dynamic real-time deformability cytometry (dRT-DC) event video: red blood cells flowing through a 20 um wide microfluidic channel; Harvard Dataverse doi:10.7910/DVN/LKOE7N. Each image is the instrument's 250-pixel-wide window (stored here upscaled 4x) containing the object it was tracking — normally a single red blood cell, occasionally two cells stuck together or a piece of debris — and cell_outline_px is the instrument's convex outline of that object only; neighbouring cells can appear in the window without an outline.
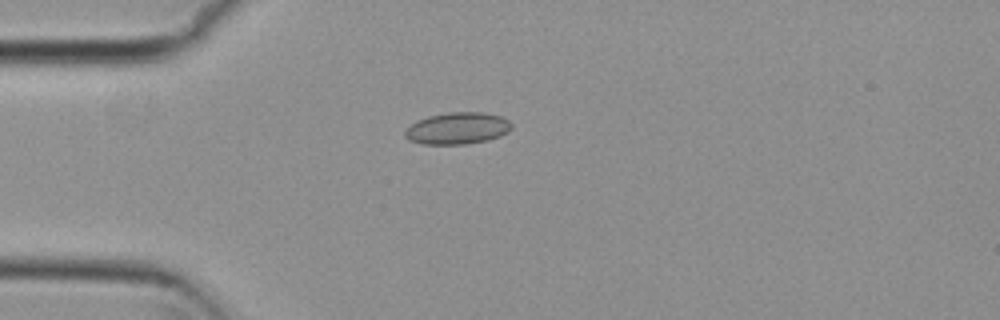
{"species": "common noctule bat (a hibernating species)", "species_latin": "Nyctalus noctula", "temperature_condition": "cold", "stored_images_in_passage": 4, "camera_frame_rate_fps": 3000, "um_per_image_px": 0.085, "animal": {"sex": "female", "body_mass_g": 29.2, "forearm_length_mm": 56.3}, "frame": {"image": 1, "passage_image": 1, "time_ms": 0.0, "image_size_px": [1000, 320], "cell_outline_px": [[512, 128], [508, 132], [500, 136], [488, 140], [464, 144], [420, 144], [408, 140], [404, 136], [404, 132], [416, 120], [428, 116], [448, 112], [484, 112], [500, 116], [508, 120], [512, 124]], "centroid_in_image_um": [38.88, 10.91], "position_along_channel_um": 46.1, "area_um2": 19.88}}
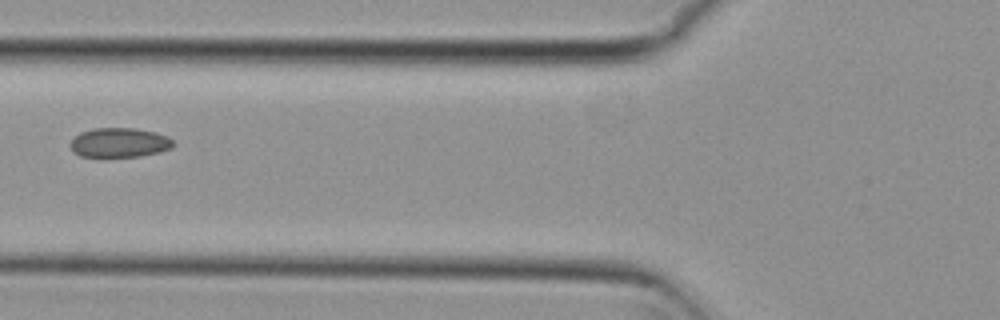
{"frame": {"image": 2, "passage_image": 3, "time_ms": 0.667, "image_size_px": [1000, 320], "cell_outline_px": [[176, 144], [172, 148], [160, 152], [140, 156], [80, 156], [72, 152], [68, 144], [80, 132], [92, 128], [136, 128], [156, 132], [168, 136]], "centroid_in_image_um": [10.16, 12.11], "position_along_channel_um": 115.6, "area_um2": 17.86}}
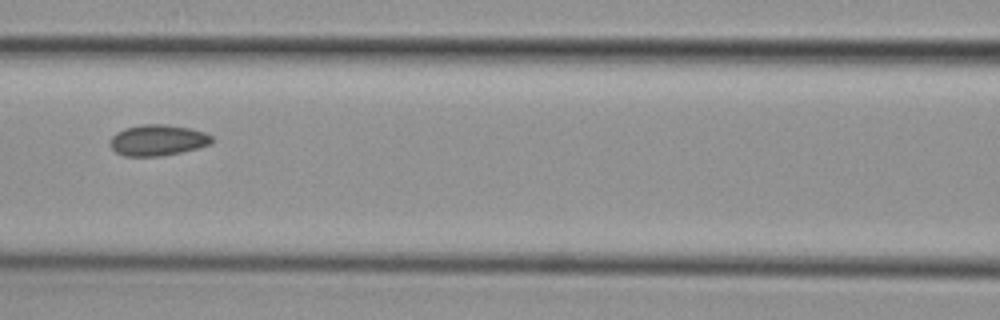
{"frame": {"image": 3, "passage_image": 4, "time_ms": 1.0, "image_size_px": [1000, 320], "cell_outline_px": [[212, 144], [180, 152], [160, 156], [124, 156], [116, 152], [112, 148], [112, 136], [116, 132], [124, 128], [140, 124], [168, 124], [192, 128], [204, 132], [212, 136]], "centroid_in_image_um": [13.42, 11.9], "position_along_channel_um": 153.2, "area_um2": 18.38}}